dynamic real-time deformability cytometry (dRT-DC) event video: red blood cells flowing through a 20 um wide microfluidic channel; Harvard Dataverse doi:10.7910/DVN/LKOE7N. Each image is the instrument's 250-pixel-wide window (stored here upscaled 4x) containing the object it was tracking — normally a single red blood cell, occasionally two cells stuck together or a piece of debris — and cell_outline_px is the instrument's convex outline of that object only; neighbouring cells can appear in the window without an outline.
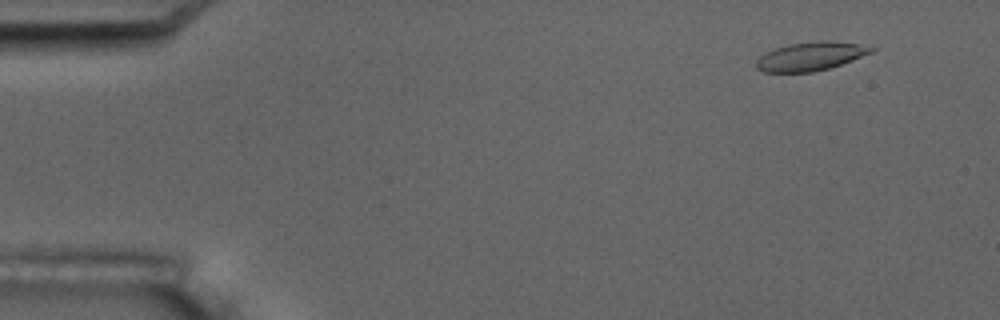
{"species": "common noctule bat (a hibernating species)", "species_latin": "Nyctalus noctula", "temperature_condition": "room temperature", "stored_images_in_passage": 5, "camera_frame_rate_fps": 3000, "um_per_image_px": 0.085, "animal": {"sex": "male", "body_mass_g": 17.5, "forearm_length_mm": 52.3}, "frame": {"image": 1, "passage_image": 1, "time_ms": 0.0, "image_size_px": [1000, 320], "cell_outline_px": [[876, 48], [872, 52], [852, 60], [828, 68], [812, 72], [764, 72], [756, 68], [756, 60], [760, 56], [776, 48], [788, 44], [820, 40], [828, 40], [860, 44]], "centroid_in_image_um": [68.89, 4.78], "position_along_channel_um": 16.1, "area_um2": 19.02}}